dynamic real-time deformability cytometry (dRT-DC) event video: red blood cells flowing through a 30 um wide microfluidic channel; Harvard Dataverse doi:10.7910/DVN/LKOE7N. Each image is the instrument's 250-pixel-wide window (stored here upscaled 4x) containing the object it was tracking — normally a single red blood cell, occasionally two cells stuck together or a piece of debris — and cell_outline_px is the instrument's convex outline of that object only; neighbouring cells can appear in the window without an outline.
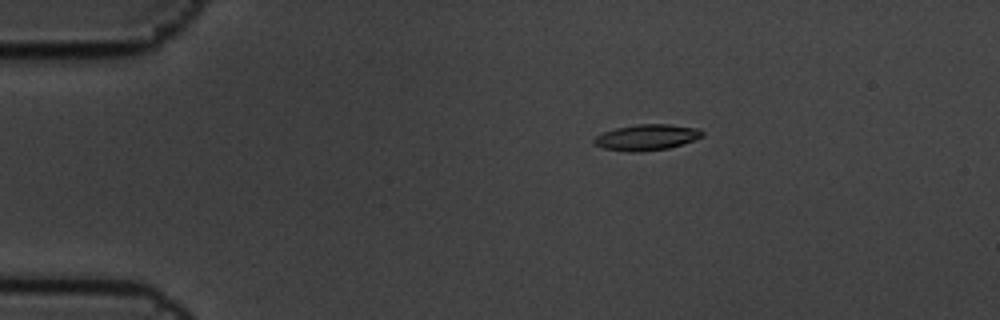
{"species": "common noctule bat (a hibernating species)", "species_latin": "Nyctalus noctula", "temperature_condition": "cold", "stored_images_in_passage": 3, "camera_frame_rate_fps": 3000, "um_per_image_px": 0.085, "animal": {"sex": "male", "body_mass_g": 19.5, "forearm_length_mm": 54.6}, "frame": {"image": 1, "passage_image": 1, "time_ms": 0.0, "image_size_px": [1000, 320], "cell_outline_px": [[704, 136], [668, 148], [640, 152], [628, 152], [604, 148], [592, 144], [592, 140], [596, 136], [604, 132], [616, 128], [636, 124], [668, 124], [696, 128], [704, 132]], "centroid_in_image_um": [54.92, 11.67], "position_along_channel_um": 30.1, "area_um2": 16.24}}